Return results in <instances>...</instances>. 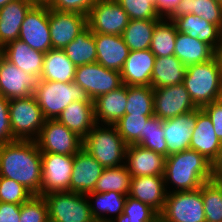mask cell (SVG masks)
I'll return each instance as SVG.
<instances>
[{
    "label": "cell",
    "instance_id": "39",
    "mask_svg": "<svg viewBox=\"0 0 222 222\" xmlns=\"http://www.w3.org/2000/svg\"><path fill=\"white\" fill-rule=\"evenodd\" d=\"M201 187L206 222H222V185L210 180Z\"/></svg>",
    "mask_w": 222,
    "mask_h": 222
},
{
    "label": "cell",
    "instance_id": "45",
    "mask_svg": "<svg viewBox=\"0 0 222 222\" xmlns=\"http://www.w3.org/2000/svg\"><path fill=\"white\" fill-rule=\"evenodd\" d=\"M123 214L134 219H159V214L149 205L127 195Z\"/></svg>",
    "mask_w": 222,
    "mask_h": 222
},
{
    "label": "cell",
    "instance_id": "46",
    "mask_svg": "<svg viewBox=\"0 0 222 222\" xmlns=\"http://www.w3.org/2000/svg\"><path fill=\"white\" fill-rule=\"evenodd\" d=\"M96 1L97 0H51L47 6L49 9L76 12L87 16Z\"/></svg>",
    "mask_w": 222,
    "mask_h": 222
},
{
    "label": "cell",
    "instance_id": "30",
    "mask_svg": "<svg viewBox=\"0 0 222 222\" xmlns=\"http://www.w3.org/2000/svg\"><path fill=\"white\" fill-rule=\"evenodd\" d=\"M76 66L69 60L62 49H50L43 59V71L40 80L73 82Z\"/></svg>",
    "mask_w": 222,
    "mask_h": 222
},
{
    "label": "cell",
    "instance_id": "5",
    "mask_svg": "<svg viewBox=\"0 0 222 222\" xmlns=\"http://www.w3.org/2000/svg\"><path fill=\"white\" fill-rule=\"evenodd\" d=\"M126 147L114 125L96 124L83 139V148L104 168L125 164Z\"/></svg>",
    "mask_w": 222,
    "mask_h": 222
},
{
    "label": "cell",
    "instance_id": "27",
    "mask_svg": "<svg viewBox=\"0 0 222 222\" xmlns=\"http://www.w3.org/2000/svg\"><path fill=\"white\" fill-rule=\"evenodd\" d=\"M177 31L209 44L216 52L222 43V30L198 15L186 14L174 21Z\"/></svg>",
    "mask_w": 222,
    "mask_h": 222
},
{
    "label": "cell",
    "instance_id": "8",
    "mask_svg": "<svg viewBox=\"0 0 222 222\" xmlns=\"http://www.w3.org/2000/svg\"><path fill=\"white\" fill-rule=\"evenodd\" d=\"M159 222H206L202 187L192 191L167 192Z\"/></svg>",
    "mask_w": 222,
    "mask_h": 222
},
{
    "label": "cell",
    "instance_id": "2",
    "mask_svg": "<svg viewBox=\"0 0 222 222\" xmlns=\"http://www.w3.org/2000/svg\"><path fill=\"white\" fill-rule=\"evenodd\" d=\"M163 176L167 192L196 190L212 180V163L195 150H183L166 157ZM170 183L172 191L167 190Z\"/></svg>",
    "mask_w": 222,
    "mask_h": 222
},
{
    "label": "cell",
    "instance_id": "16",
    "mask_svg": "<svg viewBox=\"0 0 222 222\" xmlns=\"http://www.w3.org/2000/svg\"><path fill=\"white\" fill-rule=\"evenodd\" d=\"M39 79L17 68L0 54V95L8 100L33 95Z\"/></svg>",
    "mask_w": 222,
    "mask_h": 222
},
{
    "label": "cell",
    "instance_id": "22",
    "mask_svg": "<svg viewBox=\"0 0 222 222\" xmlns=\"http://www.w3.org/2000/svg\"><path fill=\"white\" fill-rule=\"evenodd\" d=\"M222 143L216 136L211 118L198 108L196 126L192 130L189 149L195 150L213 163L219 154Z\"/></svg>",
    "mask_w": 222,
    "mask_h": 222
},
{
    "label": "cell",
    "instance_id": "14",
    "mask_svg": "<svg viewBox=\"0 0 222 222\" xmlns=\"http://www.w3.org/2000/svg\"><path fill=\"white\" fill-rule=\"evenodd\" d=\"M154 116L167 120L198 109L183 84L153 88Z\"/></svg>",
    "mask_w": 222,
    "mask_h": 222
},
{
    "label": "cell",
    "instance_id": "15",
    "mask_svg": "<svg viewBox=\"0 0 222 222\" xmlns=\"http://www.w3.org/2000/svg\"><path fill=\"white\" fill-rule=\"evenodd\" d=\"M87 26L86 15L49 9L51 44L54 49L63 50Z\"/></svg>",
    "mask_w": 222,
    "mask_h": 222
},
{
    "label": "cell",
    "instance_id": "47",
    "mask_svg": "<svg viewBox=\"0 0 222 222\" xmlns=\"http://www.w3.org/2000/svg\"><path fill=\"white\" fill-rule=\"evenodd\" d=\"M9 101L0 95V145L14 141L9 118Z\"/></svg>",
    "mask_w": 222,
    "mask_h": 222
},
{
    "label": "cell",
    "instance_id": "9",
    "mask_svg": "<svg viewBox=\"0 0 222 222\" xmlns=\"http://www.w3.org/2000/svg\"><path fill=\"white\" fill-rule=\"evenodd\" d=\"M35 141L41 153L75 155L83 148V138L57 119H46Z\"/></svg>",
    "mask_w": 222,
    "mask_h": 222
},
{
    "label": "cell",
    "instance_id": "26",
    "mask_svg": "<svg viewBox=\"0 0 222 222\" xmlns=\"http://www.w3.org/2000/svg\"><path fill=\"white\" fill-rule=\"evenodd\" d=\"M33 6L29 0H12L0 8V49L18 39L22 22Z\"/></svg>",
    "mask_w": 222,
    "mask_h": 222
},
{
    "label": "cell",
    "instance_id": "51",
    "mask_svg": "<svg viewBox=\"0 0 222 222\" xmlns=\"http://www.w3.org/2000/svg\"><path fill=\"white\" fill-rule=\"evenodd\" d=\"M222 179V146L217 159L212 163V180L220 181Z\"/></svg>",
    "mask_w": 222,
    "mask_h": 222
},
{
    "label": "cell",
    "instance_id": "55",
    "mask_svg": "<svg viewBox=\"0 0 222 222\" xmlns=\"http://www.w3.org/2000/svg\"><path fill=\"white\" fill-rule=\"evenodd\" d=\"M10 1H12V0H0V8H2L4 5L9 3Z\"/></svg>",
    "mask_w": 222,
    "mask_h": 222
},
{
    "label": "cell",
    "instance_id": "18",
    "mask_svg": "<svg viewBox=\"0 0 222 222\" xmlns=\"http://www.w3.org/2000/svg\"><path fill=\"white\" fill-rule=\"evenodd\" d=\"M104 167L84 148L74 155L70 192L87 195L93 192Z\"/></svg>",
    "mask_w": 222,
    "mask_h": 222
},
{
    "label": "cell",
    "instance_id": "50",
    "mask_svg": "<svg viewBox=\"0 0 222 222\" xmlns=\"http://www.w3.org/2000/svg\"><path fill=\"white\" fill-rule=\"evenodd\" d=\"M180 0H156V11L160 18H167Z\"/></svg>",
    "mask_w": 222,
    "mask_h": 222
},
{
    "label": "cell",
    "instance_id": "10",
    "mask_svg": "<svg viewBox=\"0 0 222 222\" xmlns=\"http://www.w3.org/2000/svg\"><path fill=\"white\" fill-rule=\"evenodd\" d=\"M73 82L85 90L92 101L122 85L119 71L98 62L77 66Z\"/></svg>",
    "mask_w": 222,
    "mask_h": 222
},
{
    "label": "cell",
    "instance_id": "11",
    "mask_svg": "<svg viewBox=\"0 0 222 222\" xmlns=\"http://www.w3.org/2000/svg\"><path fill=\"white\" fill-rule=\"evenodd\" d=\"M129 20L116 0H97L87 15V25L93 33L108 35H122Z\"/></svg>",
    "mask_w": 222,
    "mask_h": 222
},
{
    "label": "cell",
    "instance_id": "31",
    "mask_svg": "<svg viewBox=\"0 0 222 222\" xmlns=\"http://www.w3.org/2000/svg\"><path fill=\"white\" fill-rule=\"evenodd\" d=\"M186 66L175 56L156 57L151 74L152 88H162L183 83Z\"/></svg>",
    "mask_w": 222,
    "mask_h": 222
},
{
    "label": "cell",
    "instance_id": "24",
    "mask_svg": "<svg viewBox=\"0 0 222 222\" xmlns=\"http://www.w3.org/2000/svg\"><path fill=\"white\" fill-rule=\"evenodd\" d=\"M96 62L108 69L121 71L130 52L122 35L94 33Z\"/></svg>",
    "mask_w": 222,
    "mask_h": 222
},
{
    "label": "cell",
    "instance_id": "42",
    "mask_svg": "<svg viewBox=\"0 0 222 222\" xmlns=\"http://www.w3.org/2000/svg\"><path fill=\"white\" fill-rule=\"evenodd\" d=\"M130 20H160L156 0H116Z\"/></svg>",
    "mask_w": 222,
    "mask_h": 222
},
{
    "label": "cell",
    "instance_id": "3",
    "mask_svg": "<svg viewBox=\"0 0 222 222\" xmlns=\"http://www.w3.org/2000/svg\"><path fill=\"white\" fill-rule=\"evenodd\" d=\"M191 100L202 109L222 99V66L219 57L186 66L183 83Z\"/></svg>",
    "mask_w": 222,
    "mask_h": 222
},
{
    "label": "cell",
    "instance_id": "21",
    "mask_svg": "<svg viewBox=\"0 0 222 222\" xmlns=\"http://www.w3.org/2000/svg\"><path fill=\"white\" fill-rule=\"evenodd\" d=\"M128 196L149 205L160 214L167 196L164 176L132 177Z\"/></svg>",
    "mask_w": 222,
    "mask_h": 222
},
{
    "label": "cell",
    "instance_id": "12",
    "mask_svg": "<svg viewBox=\"0 0 222 222\" xmlns=\"http://www.w3.org/2000/svg\"><path fill=\"white\" fill-rule=\"evenodd\" d=\"M41 196L51 192L69 191L74 155L42 153Z\"/></svg>",
    "mask_w": 222,
    "mask_h": 222
},
{
    "label": "cell",
    "instance_id": "34",
    "mask_svg": "<svg viewBox=\"0 0 222 222\" xmlns=\"http://www.w3.org/2000/svg\"><path fill=\"white\" fill-rule=\"evenodd\" d=\"M177 32L172 20L161 18L156 23L149 47L155 57L174 55Z\"/></svg>",
    "mask_w": 222,
    "mask_h": 222
},
{
    "label": "cell",
    "instance_id": "57",
    "mask_svg": "<svg viewBox=\"0 0 222 222\" xmlns=\"http://www.w3.org/2000/svg\"><path fill=\"white\" fill-rule=\"evenodd\" d=\"M215 1H217V2H219V3H221V4H222V0H215Z\"/></svg>",
    "mask_w": 222,
    "mask_h": 222
},
{
    "label": "cell",
    "instance_id": "23",
    "mask_svg": "<svg viewBox=\"0 0 222 222\" xmlns=\"http://www.w3.org/2000/svg\"><path fill=\"white\" fill-rule=\"evenodd\" d=\"M94 103L96 124L114 125L126 114L127 85L122 84L117 89L98 96Z\"/></svg>",
    "mask_w": 222,
    "mask_h": 222
},
{
    "label": "cell",
    "instance_id": "35",
    "mask_svg": "<svg viewBox=\"0 0 222 222\" xmlns=\"http://www.w3.org/2000/svg\"><path fill=\"white\" fill-rule=\"evenodd\" d=\"M89 198L95 199V205H93L90 201V209L93 219H104L113 221V217H108L107 213L116 214L118 217L123 213V209L125 206L127 195L117 193L114 191L109 192H91L86 195ZM96 206V207H95ZM102 214V215H101ZM105 216V217H104Z\"/></svg>",
    "mask_w": 222,
    "mask_h": 222
},
{
    "label": "cell",
    "instance_id": "56",
    "mask_svg": "<svg viewBox=\"0 0 222 222\" xmlns=\"http://www.w3.org/2000/svg\"><path fill=\"white\" fill-rule=\"evenodd\" d=\"M92 222H113L112 220L93 219Z\"/></svg>",
    "mask_w": 222,
    "mask_h": 222
},
{
    "label": "cell",
    "instance_id": "48",
    "mask_svg": "<svg viewBox=\"0 0 222 222\" xmlns=\"http://www.w3.org/2000/svg\"><path fill=\"white\" fill-rule=\"evenodd\" d=\"M202 109L211 118L216 136L222 143V99L205 105Z\"/></svg>",
    "mask_w": 222,
    "mask_h": 222
},
{
    "label": "cell",
    "instance_id": "13",
    "mask_svg": "<svg viewBox=\"0 0 222 222\" xmlns=\"http://www.w3.org/2000/svg\"><path fill=\"white\" fill-rule=\"evenodd\" d=\"M18 39L43 53L52 49L47 5H34L28 11L22 22Z\"/></svg>",
    "mask_w": 222,
    "mask_h": 222
},
{
    "label": "cell",
    "instance_id": "54",
    "mask_svg": "<svg viewBox=\"0 0 222 222\" xmlns=\"http://www.w3.org/2000/svg\"><path fill=\"white\" fill-rule=\"evenodd\" d=\"M217 56L219 57L220 62H221V66H222V43H221V45L219 46V49H218V51H217Z\"/></svg>",
    "mask_w": 222,
    "mask_h": 222
},
{
    "label": "cell",
    "instance_id": "1",
    "mask_svg": "<svg viewBox=\"0 0 222 222\" xmlns=\"http://www.w3.org/2000/svg\"><path fill=\"white\" fill-rule=\"evenodd\" d=\"M42 153L36 141L14 140L0 145V177L22 184L41 196Z\"/></svg>",
    "mask_w": 222,
    "mask_h": 222
},
{
    "label": "cell",
    "instance_id": "25",
    "mask_svg": "<svg viewBox=\"0 0 222 222\" xmlns=\"http://www.w3.org/2000/svg\"><path fill=\"white\" fill-rule=\"evenodd\" d=\"M0 54L17 68L40 79L45 53L32 49L25 42L17 39L0 49Z\"/></svg>",
    "mask_w": 222,
    "mask_h": 222
},
{
    "label": "cell",
    "instance_id": "43",
    "mask_svg": "<svg viewBox=\"0 0 222 222\" xmlns=\"http://www.w3.org/2000/svg\"><path fill=\"white\" fill-rule=\"evenodd\" d=\"M19 222H49L48 206L43 196L33 195L21 204Z\"/></svg>",
    "mask_w": 222,
    "mask_h": 222
},
{
    "label": "cell",
    "instance_id": "38",
    "mask_svg": "<svg viewBox=\"0 0 222 222\" xmlns=\"http://www.w3.org/2000/svg\"><path fill=\"white\" fill-rule=\"evenodd\" d=\"M125 115L154 116L152 86H127Z\"/></svg>",
    "mask_w": 222,
    "mask_h": 222
},
{
    "label": "cell",
    "instance_id": "7",
    "mask_svg": "<svg viewBox=\"0 0 222 222\" xmlns=\"http://www.w3.org/2000/svg\"><path fill=\"white\" fill-rule=\"evenodd\" d=\"M48 206L49 222H92L89 199L70 191L43 195Z\"/></svg>",
    "mask_w": 222,
    "mask_h": 222
},
{
    "label": "cell",
    "instance_id": "28",
    "mask_svg": "<svg viewBox=\"0 0 222 222\" xmlns=\"http://www.w3.org/2000/svg\"><path fill=\"white\" fill-rule=\"evenodd\" d=\"M57 120L81 138H85L96 125L93 102H71Z\"/></svg>",
    "mask_w": 222,
    "mask_h": 222
},
{
    "label": "cell",
    "instance_id": "41",
    "mask_svg": "<svg viewBox=\"0 0 222 222\" xmlns=\"http://www.w3.org/2000/svg\"><path fill=\"white\" fill-rule=\"evenodd\" d=\"M164 137L163 120L157 116H152L145 124L144 139L138 145L167 157V146Z\"/></svg>",
    "mask_w": 222,
    "mask_h": 222
},
{
    "label": "cell",
    "instance_id": "29",
    "mask_svg": "<svg viewBox=\"0 0 222 222\" xmlns=\"http://www.w3.org/2000/svg\"><path fill=\"white\" fill-rule=\"evenodd\" d=\"M174 55L185 65L198 64L213 59L217 52L204 42L188 34L177 32Z\"/></svg>",
    "mask_w": 222,
    "mask_h": 222
},
{
    "label": "cell",
    "instance_id": "40",
    "mask_svg": "<svg viewBox=\"0 0 222 222\" xmlns=\"http://www.w3.org/2000/svg\"><path fill=\"white\" fill-rule=\"evenodd\" d=\"M152 116L124 115L114 126L127 145L139 144L144 139L145 124Z\"/></svg>",
    "mask_w": 222,
    "mask_h": 222
},
{
    "label": "cell",
    "instance_id": "53",
    "mask_svg": "<svg viewBox=\"0 0 222 222\" xmlns=\"http://www.w3.org/2000/svg\"><path fill=\"white\" fill-rule=\"evenodd\" d=\"M34 5H48L51 0H29Z\"/></svg>",
    "mask_w": 222,
    "mask_h": 222
},
{
    "label": "cell",
    "instance_id": "32",
    "mask_svg": "<svg viewBox=\"0 0 222 222\" xmlns=\"http://www.w3.org/2000/svg\"><path fill=\"white\" fill-rule=\"evenodd\" d=\"M186 14L198 15L222 30V4L215 0H180L167 19L174 21Z\"/></svg>",
    "mask_w": 222,
    "mask_h": 222
},
{
    "label": "cell",
    "instance_id": "20",
    "mask_svg": "<svg viewBox=\"0 0 222 222\" xmlns=\"http://www.w3.org/2000/svg\"><path fill=\"white\" fill-rule=\"evenodd\" d=\"M155 58L150 49L130 51L120 71L122 84L151 86Z\"/></svg>",
    "mask_w": 222,
    "mask_h": 222
},
{
    "label": "cell",
    "instance_id": "49",
    "mask_svg": "<svg viewBox=\"0 0 222 222\" xmlns=\"http://www.w3.org/2000/svg\"><path fill=\"white\" fill-rule=\"evenodd\" d=\"M20 204L0 202V222H19Z\"/></svg>",
    "mask_w": 222,
    "mask_h": 222
},
{
    "label": "cell",
    "instance_id": "33",
    "mask_svg": "<svg viewBox=\"0 0 222 222\" xmlns=\"http://www.w3.org/2000/svg\"><path fill=\"white\" fill-rule=\"evenodd\" d=\"M63 51L76 67L95 63L97 53L94 33L87 26Z\"/></svg>",
    "mask_w": 222,
    "mask_h": 222
},
{
    "label": "cell",
    "instance_id": "19",
    "mask_svg": "<svg viewBox=\"0 0 222 222\" xmlns=\"http://www.w3.org/2000/svg\"><path fill=\"white\" fill-rule=\"evenodd\" d=\"M197 109L163 121L167 157L189 149L192 130L196 126Z\"/></svg>",
    "mask_w": 222,
    "mask_h": 222
},
{
    "label": "cell",
    "instance_id": "6",
    "mask_svg": "<svg viewBox=\"0 0 222 222\" xmlns=\"http://www.w3.org/2000/svg\"><path fill=\"white\" fill-rule=\"evenodd\" d=\"M9 118L12 137L15 140L35 141L44 125L45 118L34 96L9 101Z\"/></svg>",
    "mask_w": 222,
    "mask_h": 222
},
{
    "label": "cell",
    "instance_id": "36",
    "mask_svg": "<svg viewBox=\"0 0 222 222\" xmlns=\"http://www.w3.org/2000/svg\"><path fill=\"white\" fill-rule=\"evenodd\" d=\"M159 20H129L122 33L124 43L130 51L149 49L152 34Z\"/></svg>",
    "mask_w": 222,
    "mask_h": 222
},
{
    "label": "cell",
    "instance_id": "4",
    "mask_svg": "<svg viewBox=\"0 0 222 222\" xmlns=\"http://www.w3.org/2000/svg\"><path fill=\"white\" fill-rule=\"evenodd\" d=\"M33 96L45 119H57L73 101L93 102L86 91L74 82L38 81Z\"/></svg>",
    "mask_w": 222,
    "mask_h": 222
},
{
    "label": "cell",
    "instance_id": "52",
    "mask_svg": "<svg viewBox=\"0 0 222 222\" xmlns=\"http://www.w3.org/2000/svg\"><path fill=\"white\" fill-rule=\"evenodd\" d=\"M113 222H159V219H134L122 213L116 217Z\"/></svg>",
    "mask_w": 222,
    "mask_h": 222
},
{
    "label": "cell",
    "instance_id": "44",
    "mask_svg": "<svg viewBox=\"0 0 222 222\" xmlns=\"http://www.w3.org/2000/svg\"><path fill=\"white\" fill-rule=\"evenodd\" d=\"M32 196L33 194L22 184L6 177H0V202L21 205Z\"/></svg>",
    "mask_w": 222,
    "mask_h": 222
},
{
    "label": "cell",
    "instance_id": "17",
    "mask_svg": "<svg viewBox=\"0 0 222 222\" xmlns=\"http://www.w3.org/2000/svg\"><path fill=\"white\" fill-rule=\"evenodd\" d=\"M125 160V166L132 177L164 175L166 157L141 145H127Z\"/></svg>",
    "mask_w": 222,
    "mask_h": 222
},
{
    "label": "cell",
    "instance_id": "37",
    "mask_svg": "<svg viewBox=\"0 0 222 222\" xmlns=\"http://www.w3.org/2000/svg\"><path fill=\"white\" fill-rule=\"evenodd\" d=\"M132 176L127 170L125 164L117 167L104 168L101 176L96 182L93 192L114 191L128 195L130 191Z\"/></svg>",
    "mask_w": 222,
    "mask_h": 222
}]
</instances>
